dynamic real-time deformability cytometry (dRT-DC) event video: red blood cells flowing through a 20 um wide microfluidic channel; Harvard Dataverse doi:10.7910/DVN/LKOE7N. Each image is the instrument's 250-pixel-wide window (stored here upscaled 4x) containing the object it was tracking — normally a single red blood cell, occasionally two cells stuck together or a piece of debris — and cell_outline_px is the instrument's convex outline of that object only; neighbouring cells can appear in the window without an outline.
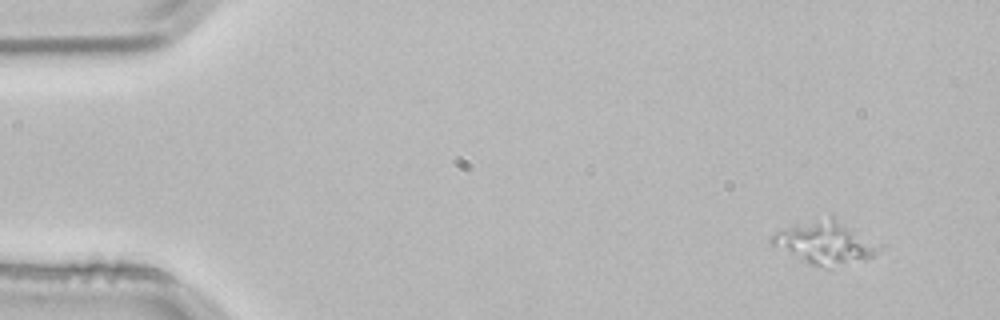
{"species": "common noctule bat (a hibernating species)", "species_latin": "Nyctalus noctula", "temperature_condition": "room temperature", "stored_images_in_passage": 3, "camera_frame_rate_fps": 3000, "um_per_image_px": 0.085, "animal": {"sex": "male", "body_mass_g": 21.5, "forearm_length_mm": 52.0}, "frame": {"image": 1, "passage_image": 1, "time_ms": 0.0, "image_size_px": [1000, 320], "cell_outline_px": [[880, 248], [872, 256], [864, 260], [820, 264], [812, 264], [768, 244], [768, 240], [776, 232], [792, 224], [832, 212]], "centroid_in_image_um": [70.02, 20.49], "position_along_channel_um": 15.0, "area_um2": 26.01}}
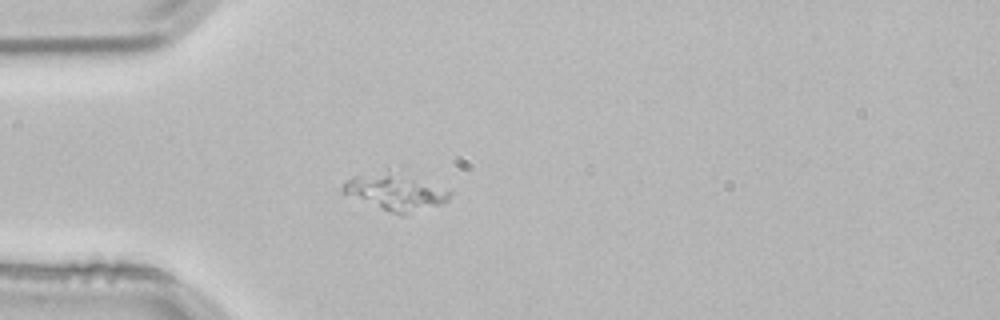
{"frame": {"image": 2, "passage_image": 3, "time_ms": 0.667, "image_size_px": [1000, 320], "cell_outline_px": [[452, 192], [448, 200], [440, 204], [404, 216], [400, 216], [340, 192], [340, 188], [352, 176], [388, 168]], "centroid_in_image_um": [33.55, 16.3], "position_along_channel_um": 51.5, "area_um2": 22.89}}